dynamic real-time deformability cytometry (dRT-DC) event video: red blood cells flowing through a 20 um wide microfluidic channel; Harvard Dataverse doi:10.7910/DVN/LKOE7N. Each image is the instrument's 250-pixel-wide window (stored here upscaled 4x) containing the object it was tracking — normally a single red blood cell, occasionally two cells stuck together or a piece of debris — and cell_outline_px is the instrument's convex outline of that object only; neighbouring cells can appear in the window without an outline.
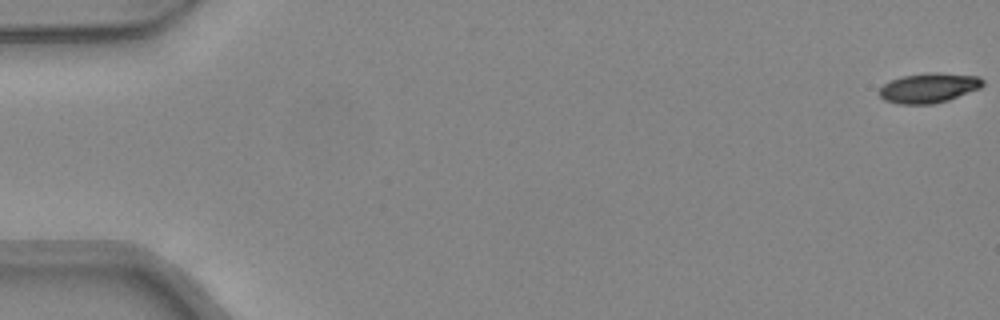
{"species": "common noctule bat (a hibernating species)", "species_latin": "Nyctalus noctula", "temperature_condition": "warm", "stored_images_in_passage": 19, "camera_frame_rate_fps": 3000, "um_per_image_px": 0.085, "animal": {"sex": "female", "body_mass_g": 24.6, "forearm_length_mm": 56.2}, "frame": {"image": 1, "passage_image": 1, "time_ms": 0.0, "image_size_px": [1000, 320], "cell_outline_px": [[984, 84], [980, 88], [948, 100], [932, 104], [896, 104], [884, 100], [880, 96], [880, 88], [884, 84], [892, 80], [904, 76], [928, 72], [936, 72], [980, 76], [984, 80]], "centroid_in_image_um": [78.97, 7.47], "position_along_channel_um": 6.0, "area_um2": 17.98}}
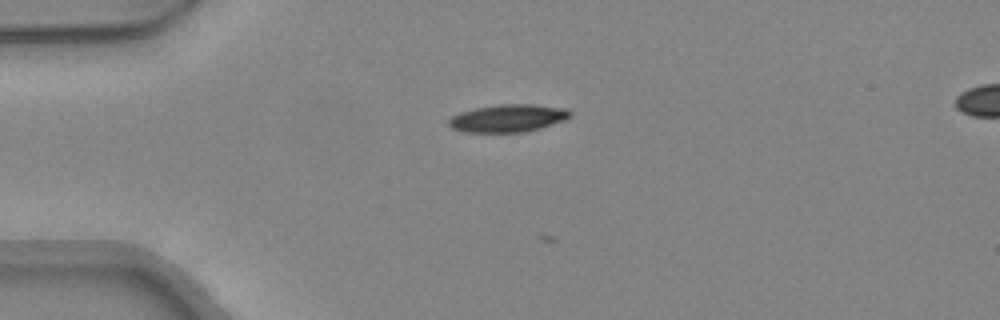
{"frame": {"image": 2, "passage_image": 13, "time_ms": 4.0, "image_size_px": [1000, 320], "cell_outline_px": [[572, 116], [564, 120], [540, 128], [524, 132], [464, 132], [452, 128], [448, 124], [448, 120], [452, 116], [460, 112], [476, 108], [500, 104], [532, 104], [568, 108], [572, 112]], "centroid_in_image_um": [43.2, 10.04], "position_along_channel_um": 41.8, "area_um2": 19.59}}
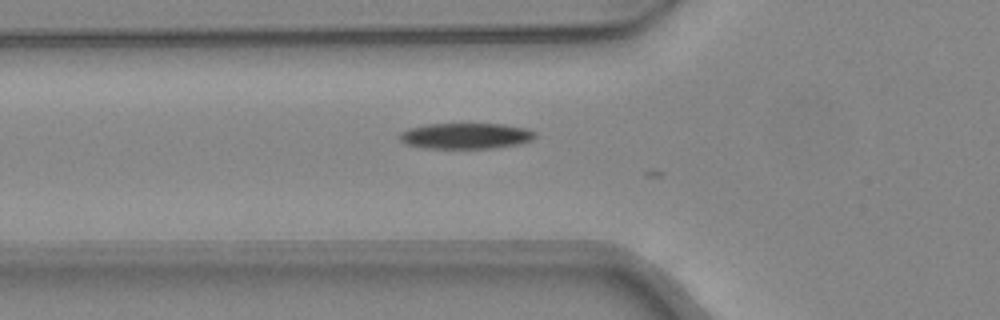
{"frame": {"image": 3, "passage_image": 18, "time_ms": 5.667, "image_size_px": [1000, 320], "cell_outline_px": [[536, 136], [532, 140], [516, 144], [492, 148], [428, 148], [408, 144], [400, 140], [400, 132], [408, 128], [428, 124], [504, 124], [524, 128], [536, 132]], "centroid_in_image_um": [39.6, 11.54], "position_along_channel_um": 86.2, "area_um2": 20.17}}